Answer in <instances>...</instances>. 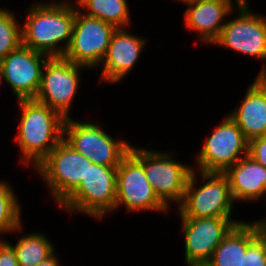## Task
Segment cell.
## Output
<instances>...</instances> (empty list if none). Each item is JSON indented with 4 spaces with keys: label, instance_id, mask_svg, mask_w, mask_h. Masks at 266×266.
I'll use <instances>...</instances> for the list:
<instances>
[{
    "label": "cell",
    "instance_id": "cell-32",
    "mask_svg": "<svg viewBox=\"0 0 266 266\" xmlns=\"http://www.w3.org/2000/svg\"><path fill=\"white\" fill-rule=\"evenodd\" d=\"M185 266H207L206 264H197V265H185Z\"/></svg>",
    "mask_w": 266,
    "mask_h": 266
},
{
    "label": "cell",
    "instance_id": "cell-22",
    "mask_svg": "<svg viewBox=\"0 0 266 266\" xmlns=\"http://www.w3.org/2000/svg\"><path fill=\"white\" fill-rule=\"evenodd\" d=\"M13 187L6 180H0V239L3 234L23 232L21 203Z\"/></svg>",
    "mask_w": 266,
    "mask_h": 266
},
{
    "label": "cell",
    "instance_id": "cell-19",
    "mask_svg": "<svg viewBox=\"0 0 266 266\" xmlns=\"http://www.w3.org/2000/svg\"><path fill=\"white\" fill-rule=\"evenodd\" d=\"M259 235L254 221L236 224L215 248L207 266H240L248 245Z\"/></svg>",
    "mask_w": 266,
    "mask_h": 266
},
{
    "label": "cell",
    "instance_id": "cell-6",
    "mask_svg": "<svg viewBox=\"0 0 266 266\" xmlns=\"http://www.w3.org/2000/svg\"><path fill=\"white\" fill-rule=\"evenodd\" d=\"M112 137L99 122L76 121L72 117L65 119L63 139L95 164L118 166L129 152L131 144L128 140Z\"/></svg>",
    "mask_w": 266,
    "mask_h": 266
},
{
    "label": "cell",
    "instance_id": "cell-5",
    "mask_svg": "<svg viewBox=\"0 0 266 266\" xmlns=\"http://www.w3.org/2000/svg\"><path fill=\"white\" fill-rule=\"evenodd\" d=\"M131 145L129 152L143 165L144 173L160 201L170 209L183 200L192 165L175 160V153ZM174 154V155H173Z\"/></svg>",
    "mask_w": 266,
    "mask_h": 266
},
{
    "label": "cell",
    "instance_id": "cell-31",
    "mask_svg": "<svg viewBox=\"0 0 266 266\" xmlns=\"http://www.w3.org/2000/svg\"><path fill=\"white\" fill-rule=\"evenodd\" d=\"M238 4H249V0H235Z\"/></svg>",
    "mask_w": 266,
    "mask_h": 266
},
{
    "label": "cell",
    "instance_id": "cell-1",
    "mask_svg": "<svg viewBox=\"0 0 266 266\" xmlns=\"http://www.w3.org/2000/svg\"><path fill=\"white\" fill-rule=\"evenodd\" d=\"M28 7L21 22L22 45L63 57L72 40L76 6L35 1Z\"/></svg>",
    "mask_w": 266,
    "mask_h": 266
},
{
    "label": "cell",
    "instance_id": "cell-10",
    "mask_svg": "<svg viewBox=\"0 0 266 266\" xmlns=\"http://www.w3.org/2000/svg\"><path fill=\"white\" fill-rule=\"evenodd\" d=\"M235 12L236 16L224 24L212 46L266 62V16L250 10L249 4H238Z\"/></svg>",
    "mask_w": 266,
    "mask_h": 266
},
{
    "label": "cell",
    "instance_id": "cell-21",
    "mask_svg": "<svg viewBox=\"0 0 266 266\" xmlns=\"http://www.w3.org/2000/svg\"><path fill=\"white\" fill-rule=\"evenodd\" d=\"M130 5L127 0H83L77 8L90 17L98 18L116 28L131 26Z\"/></svg>",
    "mask_w": 266,
    "mask_h": 266
},
{
    "label": "cell",
    "instance_id": "cell-14",
    "mask_svg": "<svg viewBox=\"0 0 266 266\" xmlns=\"http://www.w3.org/2000/svg\"><path fill=\"white\" fill-rule=\"evenodd\" d=\"M49 55L21 45L0 61L3 82L11 88L15 99H34L38 93L43 67Z\"/></svg>",
    "mask_w": 266,
    "mask_h": 266
},
{
    "label": "cell",
    "instance_id": "cell-24",
    "mask_svg": "<svg viewBox=\"0 0 266 266\" xmlns=\"http://www.w3.org/2000/svg\"><path fill=\"white\" fill-rule=\"evenodd\" d=\"M240 266H266V241L260 234L248 245Z\"/></svg>",
    "mask_w": 266,
    "mask_h": 266
},
{
    "label": "cell",
    "instance_id": "cell-28",
    "mask_svg": "<svg viewBox=\"0 0 266 266\" xmlns=\"http://www.w3.org/2000/svg\"><path fill=\"white\" fill-rule=\"evenodd\" d=\"M254 223L258 229L259 234L266 241V217L259 220H255Z\"/></svg>",
    "mask_w": 266,
    "mask_h": 266
},
{
    "label": "cell",
    "instance_id": "cell-16",
    "mask_svg": "<svg viewBox=\"0 0 266 266\" xmlns=\"http://www.w3.org/2000/svg\"><path fill=\"white\" fill-rule=\"evenodd\" d=\"M262 64L239 106L228 113L248 142L266 136V64Z\"/></svg>",
    "mask_w": 266,
    "mask_h": 266
},
{
    "label": "cell",
    "instance_id": "cell-25",
    "mask_svg": "<svg viewBox=\"0 0 266 266\" xmlns=\"http://www.w3.org/2000/svg\"><path fill=\"white\" fill-rule=\"evenodd\" d=\"M248 156L266 168V136L248 143Z\"/></svg>",
    "mask_w": 266,
    "mask_h": 266
},
{
    "label": "cell",
    "instance_id": "cell-9",
    "mask_svg": "<svg viewBox=\"0 0 266 266\" xmlns=\"http://www.w3.org/2000/svg\"><path fill=\"white\" fill-rule=\"evenodd\" d=\"M81 69L86 66L74 64L64 57H50L43 67L41 84L34 100L70 118L71 107L79 92Z\"/></svg>",
    "mask_w": 266,
    "mask_h": 266
},
{
    "label": "cell",
    "instance_id": "cell-7",
    "mask_svg": "<svg viewBox=\"0 0 266 266\" xmlns=\"http://www.w3.org/2000/svg\"><path fill=\"white\" fill-rule=\"evenodd\" d=\"M92 163L62 139L34 170L59 205L85 178Z\"/></svg>",
    "mask_w": 266,
    "mask_h": 266
},
{
    "label": "cell",
    "instance_id": "cell-26",
    "mask_svg": "<svg viewBox=\"0 0 266 266\" xmlns=\"http://www.w3.org/2000/svg\"><path fill=\"white\" fill-rule=\"evenodd\" d=\"M0 266H19L13 247L3 239H0Z\"/></svg>",
    "mask_w": 266,
    "mask_h": 266
},
{
    "label": "cell",
    "instance_id": "cell-33",
    "mask_svg": "<svg viewBox=\"0 0 266 266\" xmlns=\"http://www.w3.org/2000/svg\"><path fill=\"white\" fill-rule=\"evenodd\" d=\"M0 84H3V79H2L1 73H0Z\"/></svg>",
    "mask_w": 266,
    "mask_h": 266
},
{
    "label": "cell",
    "instance_id": "cell-11",
    "mask_svg": "<svg viewBox=\"0 0 266 266\" xmlns=\"http://www.w3.org/2000/svg\"><path fill=\"white\" fill-rule=\"evenodd\" d=\"M121 206L129 212L150 211L168 214L145 176L143 165L128 152L117 166L115 211Z\"/></svg>",
    "mask_w": 266,
    "mask_h": 266
},
{
    "label": "cell",
    "instance_id": "cell-15",
    "mask_svg": "<svg viewBox=\"0 0 266 266\" xmlns=\"http://www.w3.org/2000/svg\"><path fill=\"white\" fill-rule=\"evenodd\" d=\"M147 39L133 35L127 28H117L110 39L106 54L97 68L102 72L100 84H114L123 81L131 73L146 47Z\"/></svg>",
    "mask_w": 266,
    "mask_h": 266
},
{
    "label": "cell",
    "instance_id": "cell-29",
    "mask_svg": "<svg viewBox=\"0 0 266 266\" xmlns=\"http://www.w3.org/2000/svg\"><path fill=\"white\" fill-rule=\"evenodd\" d=\"M70 1V2H69ZM83 0H74L73 2L74 3H72V1L71 0H66V1H63V0H51V1H49L50 3H54V4H63V5H73L74 6V4H75V6L77 7L81 2H82Z\"/></svg>",
    "mask_w": 266,
    "mask_h": 266
},
{
    "label": "cell",
    "instance_id": "cell-17",
    "mask_svg": "<svg viewBox=\"0 0 266 266\" xmlns=\"http://www.w3.org/2000/svg\"><path fill=\"white\" fill-rule=\"evenodd\" d=\"M237 5L235 0H201L188 5L182 13L185 28L196 33L199 38L196 40L209 46L219 37L228 16L236 14Z\"/></svg>",
    "mask_w": 266,
    "mask_h": 266
},
{
    "label": "cell",
    "instance_id": "cell-23",
    "mask_svg": "<svg viewBox=\"0 0 266 266\" xmlns=\"http://www.w3.org/2000/svg\"><path fill=\"white\" fill-rule=\"evenodd\" d=\"M10 11L0 7V61L22 45V26L17 14Z\"/></svg>",
    "mask_w": 266,
    "mask_h": 266
},
{
    "label": "cell",
    "instance_id": "cell-13",
    "mask_svg": "<svg viewBox=\"0 0 266 266\" xmlns=\"http://www.w3.org/2000/svg\"><path fill=\"white\" fill-rule=\"evenodd\" d=\"M184 238V265L207 264L230 230L243 221L231 218H178Z\"/></svg>",
    "mask_w": 266,
    "mask_h": 266
},
{
    "label": "cell",
    "instance_id": "cell-4",
    "mask_svg": "<svg viewBox=\"0 0 266 266\" xmlns=\"http://www.w3.org/2000/svg\"><path fill=\"white\" fill-rule=\"evenodd\" d=\"M117 166H103L92 163L85 178L58 205L67 213L86 214L89 218L103 220L115 212ZM106 215V216H105Z\"/></svg>",
    "mask_w": 266,
    "mask_h": 266
},
{
    "label": "cell",
    "instance_id": "cell-12",
    "mask_svg": "<svg viewBox=\"0 0 266 266\" xmlns=\"http://www.w3.org/2000/svg\"><path fill=\"white\" fill-rule=\"evenodd\" d=\"M117 28L82 13L76 7L71 43L63 56L74 64L97 69Z\"/></svg>",
    "mask_w": 266,
    "mask_h": 266
},
{
    "label": "cell",
    "instance_id": "cell-20",
    "mask_svg": "<svg viewBox=\"0 0 266 266\" xmlns=\"http://www.w3.org/2000/svg\"><path fill=\"white\" fill-rule=\"evenodd\" d=\"M43 232L25 233L17 242L5 240L13 247L19 266H36L47 260L56 250L55 245Z\"/></svg>",
    "mask_w": 266,
    "mask_h": 266
},
{
    "label": "cell",
    "instance_id": "cell-27",
    "mask_svg": "<svg viewBox=\"0 0 266 266\" xmlns=\"http://www.w3.org/2000/svg\"><path fill=\"white\" fill-rule=\"evenodd\" d=\"M59 263H60V259L58 258V255L54 253L47 260L40 262L36 266H61Z\"/></svg>",
    "mask_w": 266,
    "mask_h": 266
},
{
    "label": "cell",
    "instance_id": "cell-8",
    "mask_svg": "<svg viewBox=\"0 0 266 266\" xmlns=\"http://www.w3.org/2000/svg\"><path fill=\"white\" fill-rule=\"evenodd\" d=\"M223 118L213 132L205 137L202 148L196 155V162L192 163L194 170L224 173L248 155L249 142L242 130L228 114Z\"/></svg>",
    "mask_w": 266,
    "mask_h": 266
},
{
    "label": "cell",
    "instance_id": "cell-30",
    "mask_svg": "<svg viewBox=\"0 0 266 266\" xmlns=\"http://www.w3.org/2000/svg\"><path fill=\"white\" fill-rule=\"evenodd\" d=\"M201 0H176L175 2H180L182 4H184V6H188V5H191V4H194L196 2H199Z\"/></svg>",
    "mask_w": 266,
    "mask_h": 266
},
{
    "label": "cell",
    "instance_id": "cell-3",
    "mask_svg": "<svg viewBox=\"0 0 266 266\" xmlns=\"http://www.w3.org/2000/svg\"><path fill=\"white\" fill-rule=\"evenodd\" d=\"M234 204L229 181L224 173L193 169L186 184L183 200L175 208L178 210V218H231Z\"/></svg>",
    "mask_w": 266,
    "mask_h": 266
},
{
    "label": "cell",
    "instance_id": "cell-2",
    "mask_svg": "<svg viewBox=\"0 0 266 266\" xmlns=\"http://www.w3.org/2000/svg\"><path fill=\"white\" fill-rule=\"evenodd\" d=\"M20 111L18 134L19 163L35 168L63 139L65 118L34 99L17 100Z\"/></svg>",
    "mask_w": 266,
    "mask_h": 266
},
{
    "label": "cell",
    "instance_id": "cell-18",
    "mask_svg": "<svg viewBox=\"0 0 266 266\" xmlns=\"http://www.w3.org/2000/svg\"><path fill=\"white\" fill-rule=\"evenodd\" d=\"M224 174L227 176L232 199L235 203L266 202V168L246 155ZM266 207V206H265Z\"/></svg>",
    "mask_w": 266,
    "mask_h": 266
}]
</instances>
